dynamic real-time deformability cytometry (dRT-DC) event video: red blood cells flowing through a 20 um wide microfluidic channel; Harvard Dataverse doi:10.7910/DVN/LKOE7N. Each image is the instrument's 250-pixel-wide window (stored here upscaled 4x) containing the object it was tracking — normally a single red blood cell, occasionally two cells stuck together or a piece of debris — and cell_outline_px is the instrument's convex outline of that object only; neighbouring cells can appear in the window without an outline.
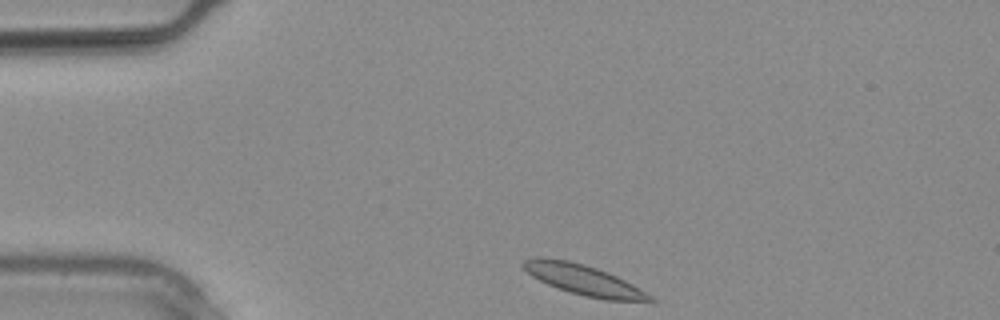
{"species": "common noctule bat (a hibernating species)", "species_latin": "Nyctalus noctula", "temperature_condition": "warm", "stored_images_in_passage": 15, "camera_frame_rate_fps": 3000, "um_per_image_px": 0.085, "animal": {"sex": "male", "body_mass_g": 20.4}, "frame": {"image": 1, "passage_image": 1, "time_ms": 0.0, "image_size_px": [1000, 320], "cell_outline_px": [[656, 304], [652, 304], [604, 300], [572, 292], [548, 284], [532, 276], [520, 264], [524, 260], [540, 256], [568, 260], [584, 264], [608, 272], [632, 284], [652, 296], [656, 300]], "centroid_in_image_um": [49.72, 23.82], "position_along_channel_um": 35.3, "area_um2": 22.6}}